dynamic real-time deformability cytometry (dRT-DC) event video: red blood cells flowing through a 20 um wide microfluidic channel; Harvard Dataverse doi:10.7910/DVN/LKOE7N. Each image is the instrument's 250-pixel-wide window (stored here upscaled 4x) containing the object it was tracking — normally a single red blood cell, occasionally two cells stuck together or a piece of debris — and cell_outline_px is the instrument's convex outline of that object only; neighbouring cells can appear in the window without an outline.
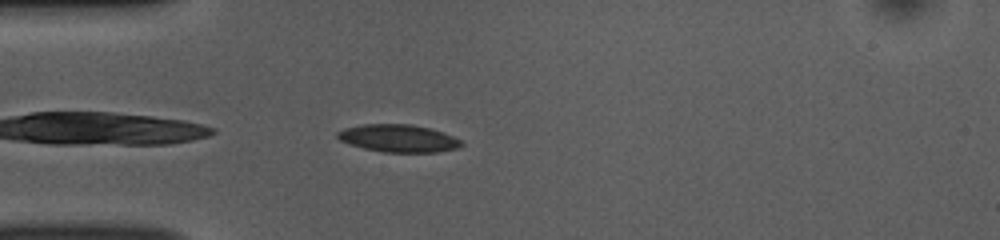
{"species": "common noctule bat (a hibernating species)", "species_latin": "Nyctalus noctula", "temperature_condition": "room temperature", "stored_images_in_passage": 40, "camera_frame_rate_fps": 3000, "um_per_image_px": 0.085, "animal": {"sex": "female", "body_mass_g": 10.0, "forearm_length_mm": 53.1}, "frame": {"image": 1, "passage_image": 2, "time_ms": 0.333, "image_size_px": [1000, 240], "cell_outline_px": [[464, 144], [460, 148], [436, 152], [384, 152], [364, 148], [340, 140], [336, 136], [336, 132], [344, 128], [364, 124], [412, 124], [432, 128], [444, 132], [460, 140]], "centroid_in_image_um": [33.9, 11.75], "position_along_channel_um": 51.1, "area_um2": 19.94}}
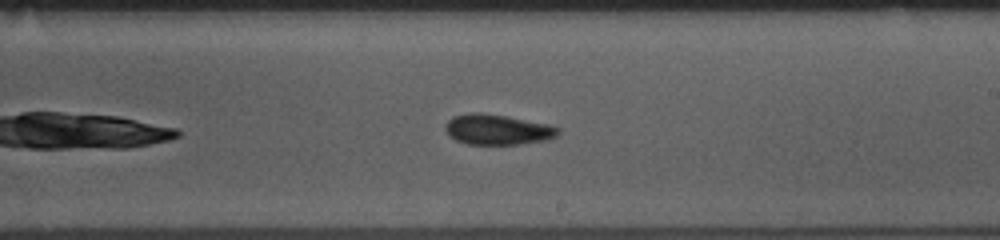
{"frame": {"image": 2, "passage_image": 18, "time_ms": 5.667, "image_size_px": [1000, 240], "cell_outline_px": [[560, 132], [556, 136], [548, 140], [520, 144], [468, 144], [456, 140], [444, 128], [448, 120], [452, 116], [472, 112], [480, 112], [552, 124], [560, 128]], "centroid_in_image_um": [42.33, 11.01], "position_along_channel_um": 246.7, "area_um2": 20.0}}
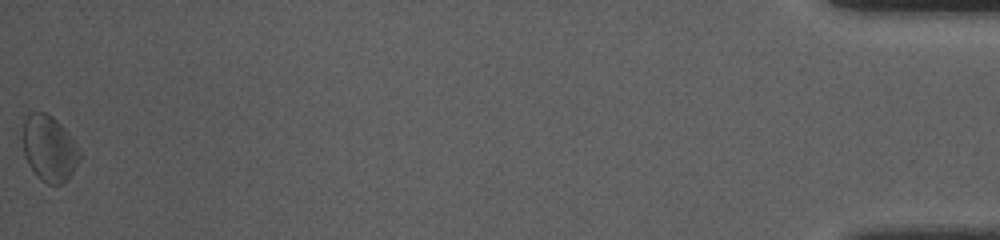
{"frame": {"image": 3, "passage_image": 40, "time_ms": 13.0, "image_size_px": [1000, 240], "cell_outline_px": [[80, 156], [72, 172], [64, 184], [48, 184], [40, 180], [36, 176], [28, 164], [24, 156], [20, 136], [24, 120], [28, 112], [44, 112], [52, 116], [68, 132], [80, 152]], "centroid_in_image_um": [4.11, 12.6], "position_along_channel_um": 431.1, "area_um2": 22.14}, "authors_computed_cell_mechanics": {"area_um2": 19.9699, "velocity_mm_per_s": 3.8369, "shape_relaxation_time_tau1_ms": 1.7751, "shape_relaxation_time_tau2_ms": 5.6595, "deformation_change_tau1": 0.0781, "deformation_change_tau2": 0.1357}}